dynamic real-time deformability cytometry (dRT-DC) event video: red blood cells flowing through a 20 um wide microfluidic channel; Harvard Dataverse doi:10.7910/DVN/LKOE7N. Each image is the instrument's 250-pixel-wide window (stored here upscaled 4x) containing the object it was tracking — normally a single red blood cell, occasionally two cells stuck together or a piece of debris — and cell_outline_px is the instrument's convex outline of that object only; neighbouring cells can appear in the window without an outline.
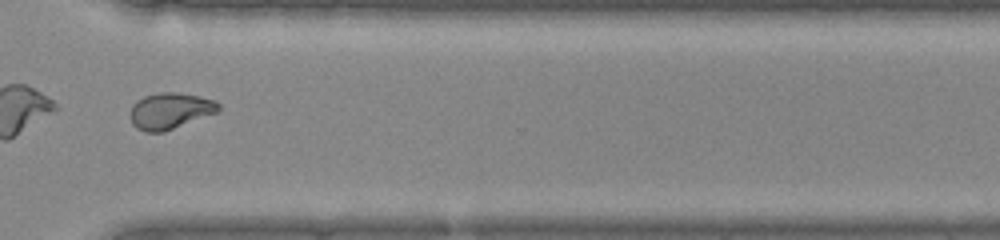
{"species": "common noctule bat (a hibernating species)", "species_latin": "Nyctalus noctula", "temperature_condition": "warm", "stored_images_in_passage": 31, "camera_frame_rate_fps": 3000, "um_per_image_px": 0.085, "animal": {"sex": "female", "body_mass_g": 22.0, "forearm_length_mm": 56.7}, "frame": {"image": 1, "passage_image": 22, "time_ms": 7.0, "image_size_px": [1000, 240], "cell_outline_px": [[220, 112], [164, 132], [144, 132], [136, 128], [132, 124], [132, 104], [136, 100], [144, 96], [160, 92], [176, 92], [200, 96], [216, 100], [220, 104]], "centroid_in_image_um": [14.51, 9.42], "position_along_channel_um": 356.1, "area_um2": 18.9}}